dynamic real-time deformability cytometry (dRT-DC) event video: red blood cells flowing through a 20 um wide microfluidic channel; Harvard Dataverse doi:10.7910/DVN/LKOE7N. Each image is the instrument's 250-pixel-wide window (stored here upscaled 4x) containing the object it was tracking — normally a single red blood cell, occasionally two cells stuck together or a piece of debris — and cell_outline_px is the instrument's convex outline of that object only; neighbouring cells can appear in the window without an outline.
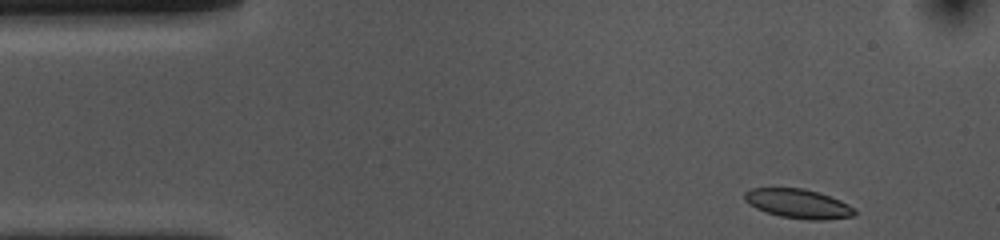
{"species": "common noctule bat (a hibernating species)", "species_latin": "Nyctalus noctula", "temperature_condition": "cold", "stored_images_in_passage": 35, "camera_frame_rate_fps": 3000, "um_per_image_px": 0.085, "animal": {"sex": "female", "body_mass_g": 10.0, "forearm_length_mm": 53.1}, "frame": {"image": 1, "passage_image": 1, "time_ms": 0.0, "image_size_px": [1000, 240], "cell_outline_px": [[856, 216], [824, 220], [808, 220], [780, 216], [756, 208], [748, 204], [744, 200], [744, 192], [752, 188], [804, 188], [820, 192], [840, 200], [856, 208]], "centroid_in_image_um": [67.88, 17.31], "position_along_channel_um": 17.1, "area_um2": 18.96}}
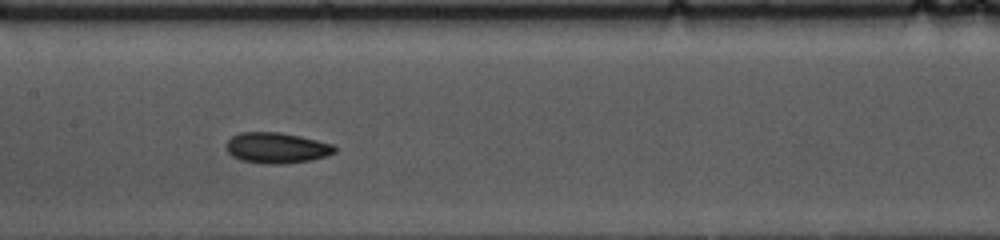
{"frame": {"image": 2, "passage_image": 21, "time_ms": 6.667, "image_size_px": [1000, 240], "cell_outline_px": [[336, 152], [328, 156], [312, 160], [284, 164], [268, 164], [240, 160], [232, 156], [228, 152], [228, 140], [232, 136], [240, 132], [280, 132], [300, 136], [332, 144], [336, 148]], "centroid_in_image_um": [23.54, 12.57], "position_along_channel_um": 183.9, "area_um2": 19.42}}
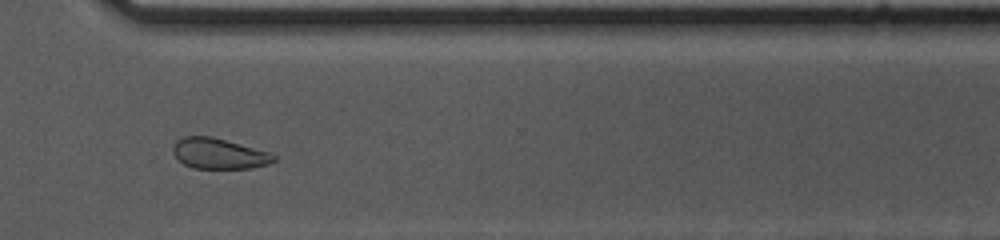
{"frame": {"image": 3, "passage_image": 35, "time_ms": 11.333, "image_size_px": [1000, 240], "cell_outline_px": [[276, 160], [268, 164], [252, 168], [192, 168], [184, 164], [172, 152], [172, 148], [176, 140], [184, 136], [212, 136], [272, 152], [276, 156]], "centroid_in_image_um": [18.63, 13.04], "position_along_channel_um": 352.0, "area_um2": 18.15}}